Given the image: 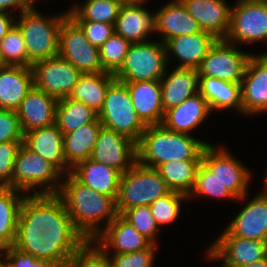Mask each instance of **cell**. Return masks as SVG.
Instances as JSON below:
<instances>
[{"mask_svg":"<svg viewBox=\"0 0 267 267\" xmlns=\"http://www.w3.org/2000/svg\"><path fill=\"white\" fill-rule=\"evenodd\" d=\"M86 242L58 194L25 195L18 217L16 249L64 267Z\"/></svg>","mask_w":267,"mask_h":267,"instance_id":"obj_1","label":"cell"},{"mask_svg":"<svg viewBox=\"0 0 267 267\" xmlns=\"http://www.w3.org/2000/svg\"><path fill=\"white\" fill-rule=\"evenodd\" d=\"M22 143H0V187H12L14 161Z\"/></svg>","mask_w":267,"mask_h":267,"instance_id":"obj_44","label":"cell"},{"mask_svg":"<svg viewBox=\"0 0 267 267\" xmlns=\"http://www.w3.org/2000/svg\"><path fill=\"white\" fill-rule=\"evenodd\" d=\"M231 44L267 42V0H237L225 39Z\"/></svg>","mask_w":267,"mask_h":267,"instance_id":"obj_9","label":"cell"},{"mask_svg":"<svg viewBox=\"0 0 267 267\" xmlns=\"http://www.w3.org/2000/svg\"><path fill=\"white\" fill-rule=\"evenodd\" d=\"M58 195L74 227L87 241H93L118 215L116 201L112 197L89 188L71 173L63 176ZM102 221H105L104 226Z\"/></svg>","mask_w":267,"mask_h":267,"instance_id":"obj_2","label":"cell"},{"mask_svg":"<svg viewBox=\"0 0 267 267\" xmlns=\"http://www.w3.org/2000/svg\"><path fill=\"white\" fill-rule=\"evenodd\" d=\"M158 246L151 244L148 248L125 254H107L111 267H153ZM111 255V256H110Z\"/></svg>","mask_w":267,"mask_h":267,"instance_id":"obj_43","label":"cell"},{"mask_svg":"<svg viewBox=\"0 0 267 267\" xmlns=\"http://www.w3.org/2000/svg\"><path fill=\"white\" fill-rule=\"evenodd\" d=\"M184 201H188L187 195L170 191L168 194L159 197L149 205L151 214L159 228L177 220L181 213L182 202L185 203Z\"/></svg>","mask_w":267,"mask_h":267,"instance_id":"obj_39","label":"cell"},{"mask_svg":"<svg viewBox=\"0 0 267 267\" xmlns=\"http://www.w3.org/2000/svg\"><path fill=\"white\" fill-rule=\"evenodd\" d=\"M206 141L166 129L162 124L146 126L136 144L137 162L156 169L171 161H202Z\"/></svg>","mask_w":267,"mask_h":267,"instance_id":"obj_3","label":"cell"},{"mask_svg":"<svg viewBox=\"0 0 267 267\" xmlns=\"http://www.w3.org/2000/svg\"><path fill=\"white\" fill-rule=\"evenodd\" d=\"M206 257L221 267H239L267 257V241L219 235L206 251Z\"/></svg>","mask_w":267,"mask_h":267,"instance_id":"obj_14","label":"cell"},{"mask_svg":"<svg viewBox=\"0 0 267 267\" xmlns=\"http://www.w3.org/2000/svg\"><path fill=\"white\" fill-rule=\"evenodd\" d=\"M131 43L114 33L100 47V61L104 71L115 74L123 65Z\"/></svg>","mask_w":267,"mask_h":267,"instance_id":"obj_40","label":"cell"},{"mask_svg":"<svg viewBox=\"0 0 267 267\" xmlns=\"http://www.w3.org/2000/svg\"><path fill=\"white\" fill-rule=\"evenodd\" d=\"M122 3L120 0H85L81 5L68 8V15L74 21H95L115 24Z\"/></svg>","mask_w":267,"mask_h":267,"instance_id":"obj_36","label":"cell"},{"mask_svg":"<svg viewBox=\"0 0 267 267\" xmlns=\"http://www.w3.org/2000/svg\"><path fill=\"white\" fill-rule=\"evenodd\" d=\"M202 164L238 198L248 199L251 171L222 146L207 144L203 149Z\"/></svg>","mask_w":267,"mask_h":267,"instance_id":"obj_11","label":"cell"},{"mask_svg":"<svg viewBox=\"0 0 267 267\" xmlns=\"http://www.w3.org/2000/svg\"><path fill=\"white\" fill-rule=\"evenodd\" d=\"M129 91L138 118L145 126L161 124L165 111L160 80L123 82Z\"/></svg>","mask_w":267,"mask_h":267,"instance_id":"obj_23","label":"cell"},{"mask_svg":"<svg viewBox=\"0 0 267 267\" xmlns=\"http://www.w3.org/2000/svg\"><path fill=\"white\" fill-rule=\"evenodd\" d=\"M25 195L12 187H0V250L15 244L19 212Z\"/></svg>","mask_w":267,"mask_h":267,"instance_id":"obj_31","label":"cell"},{"mask_svg":"<svg viewBox=\"0 0 267 267\" xmlns=\"http://www.w3.org/2000/svg\"><path fill=\"white\" fill-rule=\"evenodd\" d=\"M259 55L267 62V51Z\"/></svg>","mask_w":267,"mask_h":267,"instance_id":"obj_55","label":"cell"},{"mask_svg":"<svg viewBox=\"0 0 267 267\" xmlns=\"http://www.w3.org/2000/svg\"><path fill=\"white\" fill-rule=\"evenodd\" d=\"M167 70L170 69L167 68L160 79L164 111L199 93V75L196 69L176 67L168 75Z\"/></svg>","mask_w":267,"mask_h":267,"instance_id":"obj_28","label":"cell"},{"mask_svg":"<svg viewBox=\"0 0 267 267\" xmlns=\"http://www.w3.org/2000/svg\"><path fill=\"white\" fill-rule=\"evenodd\" d=\"M199 93L208 102L212 112L233 108L242 114L241 83L199 76Z\"/></svg>","mask_w":267,"mask_h":267,"instance_id":"obj_30","label":"cell"},{"mask_svg":"<svg viewBox=\"0 0 267 267\" xmlns=\"http://www.w3.org/2000/svg\"><path fill=\"white\" fill-rule=\"evenodd\" d=\"M34 86L31 67L6 65L0 69V109L16 111Z\"/></svg>","mask_w":267,"mask_h":267,"instance_id":"obj_29","label":"cell"},{"mask_svg":"<svg viewBox=\"0 0 267 267\" xmlns=\"http://www.w3.org/2000/svg\"><path fill=\"white\" fill-rule=\"evenodd\" d=\"M5 66H6V65H5V63L3 62L2 57H1V53H0V69L3 68V67H5Z\"/></svg>","mask_w":267,"mask_h":267,"instance_id":"obj_56","label":"cell"},{"mask_svg":"<svg viewBox=\"0 0 267 267\" xmlns=\"http://www.w3.org/2000/svg\"><path fill=\"white\" fill-rule=\"evenodd\" d=\"M239 267H267V257L260 261L253 262L251 264H246V265L239 266Z\"/></svg>","mask_w":267,"mask_h":267,"instance_id":"obj_50","label":"cell"},{"mask_svg":"<svg viewBox=\"0 0 267 267\" xmlns=\"http://www.w3.org/2000/svg\"><path fill=\"white\" fill-rule=\"evenodd\" d=\"M58 56L70 62L82 74L104 71L99 48L91 44L84 31L70 16L60 27Z\"/></svg>","mask_w":267,"mask_h":267,"instance_id":"obj_10","label":"cell"},{"mask_svg":"<svg viewBox=\"0 0 267 267\" xmlns=\"http://www.w3.org/2000/svg\"><path fill=\"white\" fill-rule=\"evenodd\" d=\"M211 112L208 102L197 93L166 110L161 124L168 130L191 135L190 132L201 126Z\"/></svg>","mask_w":267,"mask_h":267,"instance_id":"obj_25","label":"cell"},{"mask_svg":"<svg viewBox=\"0 0 267 267\" xmlns=\"http://www.w3.org/2000/svg\"><path fill=\"white\" fill-rule=\"evenodd\" d=\"M70 173L79 182L116 201L122 175L120 171L90 158L76 164Z\"/></svg>","mask_w":267,"mask_h":267,"instance_id":"obj_27","label":"cell"},{"mask_svg":"<svg viewBox=\"0 0 267 267\" xmlns=\"http://www.w3.org/2000/svg\"><path fill=\"white\" fill-rule=\"evenodd\" d=\"M57 103L58 99L33 86L16 110L22 132L54 124Z\"/></svg>","mask_w":267,"mask_h":267,"instance_id":"obj_20","label":"cell"},{"mask_svg":"<svg viewBox=\"0 0 267 267\" xmlns=\"http://www.w3.org/2000/svg\"><path fill=\"white\" fill-rule=\"evenodd\" d=\"M267 171V170H266ZM265 171V173H266V175H265V177H264V188H263V190H262V192H264V193H267V172Z\"/></svg>","mask_w":267,"mask_h":267,"instance_id":"obj_52","label":"cell"},{"mask_svg":"<svg viewBox=\"0 0 267 267\" xmlns=\"http://www.w3.org/2000/svg\"><path fill=\"white\" fill-rule=\"evenodd\" d=\"M2 251L6 259L14 267H57L49 261L36 259L32 255L16 249L14 246L3 248Z\"/></svg>","mask_w":267,"mask_h":267,"instance_id":"obj_47","label":"cell"},{"mask_svg":"<svg viewBox=\"0 0 267 267\" xmlns=\"http://www.w3.org/2000/svg\"><path fill=\"white\" fill-rule=\"evenodd\" d=\"M19 14V27L28 52V67L34 62L58 55L59 31L69 16L68 10L54 16H44L37 8Z\"/></svg>","mask_w":267,"mask_h":267,"instance_id":"obj_4","label":"cell"},{"mask_svg":"<svg viewBox=\"0 0 267 267\" xmlns=\"http://www.w3.org/2000/svg\"><path fill=\"white\" fill-rule=\"evenodd\" d=\"M64 134L56 124L37 128L24 134V144L44 160L54 165L63 175L71 172L63 151Z\"/></svg>","mask_w":267,"mask_h":267,"instance_id":"obj_22","label":"cell"},{"mask_svg":"<svg viewBox=\"0 0 267 267\" xmlns=\"http://www.w3.org/2000/svg\"><path fill=\"white\" fill-rule=\"evenodd\" d=\"M34 87L61 99L68 97L82 73L58 55L32 64Z\"/></svg>","mask_w":267,"mask_h":267,"instance_id":"obj_13","label":"cell"},{"mask_svg":"<svg viewBox=\"0 0 267 267\" xmlns=\"http://www.w3.org/2000/svg\"><path fill=\"white\" fill-rule=\"evenodd\" d=\"M0 267H4V253L0 250Z\"/></svg>","mask_w":267,"mask_h":267,"instance_id":"obj_53","label":"cell"},{"mask_svg":"<svg viewBox=\"0 0 267 267\" xmlns=\"http://www.w3.org/2000/svg\"><path fill=\"white\" fill-rule=\"evenodd\" d=\"M92 122H100L94 109L69 97L58 99L55 124L63 134Z\"/></svg>","mask_w":267,"mask_h":267,"instance_id":"obj_34","label":"cell"},{"mask_svg":"<svg viewBox=\"0 0 267 267\" xmlns=\"http://www.w3.org/2000/svg\"><path fill=\"white\" fill-rule=\"evenodd\" d=\"M91 159L111 166L123 174L137 162L136 143L117 132L102 127Z\"/></svg>","mask_w":267,"mask_h":267,"instance_id":"obj_16","label":"cell"},{"mask_svg":"<svg viewBox=\"0 0 267 267\" xmlns=\"http://www.w3.org/2000/svg\"><path fill=\"white\" fill-rule=\"evenodd\" d=\"M93 241L106 254L132 253L144 250L152 244L120 214Z\"/></svg>","mask_w":267,"mask_h":267,"instance_id":"obj_18","label":"cell"},{"mask_svg":"<svg viewBox=\"0 0 267 267\" xmlns=\"http://www.w3.org/2000/svg\"><path fill=\"white\" fill-rule=\"evenodd\" d=\"M121 216L152 244L157 245V235L161 228L152 216L149 206L141 205L125 210Z\"/></svg>","mask_w":267,"mask_h":267,"instance_id":"obj_41","label":"cell"},{"mask_svg":"<svg viewBox=\"0 0 267 267\" xmlns=\"http://www.w3.org/2000/svg\"><path fill=\"white\" fill-rule=\"evenodd\" d=\"M242 115L267 112V62L258 54L247 60L241 80Z\"/></svg>","mask_w":267,"mask_h":267,"instance_id":"obj_15","label":"cell"},{"mask_svg":"<svg viewBox=\"0 0 267 267\" xmlns=\"http://www.w3.org/2000/svg\"><path fill=\"white\" fill-rule=\"evenodd\" d=\"M217 40L213 34L206 31L172 37L164 43L167 61L170 63L172 56H175L174 58L180 61L177 68L197 70Z\"/></svg>","mask_w":267,"mask_h":267,"instance_id":"obj_19","label":"cell"},{"mask_svg":"<svg viewBox=\"0 0 267 267\" xmlns=\"http://www.w3.org/2000/svg\"><path fill=\"white\" fill-rule=\"evenodd\" d=\"M114 29L131 44L148 41L149 35L155 32V13L145 5H122Z\"/></svg>","mask_w":267,"mask_h":267,"instance_id":"obj_26","label":"cell"},{"mask_svg":"<svg viewBox=\"0 0 267 267\" xmlns=\"http://www.w3.org/2000/svg\"><path fill=\"white\" fill-rule=\"evenodd\" d=\"M202 31L225 39L230 27L231 6L226 0H181Z\"/></svg>","mask_w":267,"mask_h":267,"instance_id":"obj_21","label":"cell"},{"mask_svg":"<svg viewBox=\"0 0 267 267\" xmlns=\"http://www.w3.org/2000/svg\"><path fill=\"white\" fill-rule=\"evenodd\" d=\"M63 176L54 165L22 143L14 161L12 188L26 194H58ZM39 187L42 189L38 190Z\"/></svg>","mask_w":267,"mask_h":267,"instance_id":"obj_5","label":"cell"},{"mask_svg":"<svg viewBox=\"0 0 267 267\" xmlns=\"http://www.w3.org/2000/svg\"><path fill=\"white\" fill-rule=\"evenodd\" d=\"M170 191L156 169L136 162L121 175L116 199L117 213L121 215L128 209L141 205L149 206Z\"/></svg>","mask_w":267,"mask_h":267,"instance_id":"obj_6","label":"cell"},{"mask_svg":"<svg viewBox=\"0 0 267 267\" xmlns=\"http://www.w3.org/2000/svg\"><path fill=\"white\" fill-rule=\"evenodd\" d=\"M237 47L224 39H218L203 58L197 69L198 75L241 83L247 60L252 53Z\"/></svg>","mask_w":267,"mask_h":267,"instance_id":"obj_12","label":"cell"},{"mask_svg":"<svg viewBox=\"0 0 267 267\" xmlns=\"http://www.w3.org/2000/svg\"><path fill=\"white\" fill-rule=\"evenodd\" d=\"M64 267H111V264L108 255L94 241H87Z\"/></svg>","mask_w":267,"mask_h":267,"instance_id":"obj_42","label":"cell"},{"mask_svg":"<svg viewBox=\"0 0 267 267\" xmlns=\"http://www.w3.org/2000/svg\"><path fill=\"white\" fill-rule=\"evenodd\" d=\"M197 21L188 13L181 0H170L155 12V32L161 34V42L172 37L199 33Z\"/></svg>","mask_w":267,"mask_h":267,"instance_id":"obj_24","label":"cell"},{"mask_svg":"<svg viewBox=\"0 0 267 267\" xmlns=\"http://www.w3.org/2000/svg\"><path fill=\"white\" fill-rule=\"evenodd\" d=\"M102 127L101 122H92L64 134L63 151L66 162L71 168L79 162L91 158Z\"/></svg>","mask_w":267,"mask_h":267,"instance_id":"obj_33","label":"cell"},{"mask_svg":"<svg viewBox=\"0 0 267 267\" xmlns=\"http://www.w3.org/2000/svg\"><path fill=\"white\" fill-rule=\"evenodd\" d=\"M168 66L164 43L148 40L130 45L114 77L121 82L160 80Z\"/></svg>","mask_w":267,"mask_h":267,"instance_id":"obj_8","label":"cell"},{"mask_svg":"<svg viewBox=\"0 0 267 267\" xmlns=\"http://www.w3.org/2000/svg\"><path fill=\"white\" fill-rule=\"evenodd\" d=\"M201 163L202 161H171L159 165L156 170L171 191L189 196Z\"/></svg>","mask_w":267,"mask_h":267,"instance_id":"obj_35","label":"cell"},{"mask_svg":"<svg viewBox=\"0 0 267 267\" xmlns=\"http://www.w3.org/2000/svg\"><path fill=\"white\" fill-rule=\"evenodd\" d=\"M12 13L0 12V41L15 24L16 18Z\"/></svg>","mask_w":267,"mask_h":267,"instance_id":"obj_49","label":"cell"},{"mask_svg":"<svg viewBox=\"0 0 267 267\" xmlns=\"http://www.w3.org/2000/svg\"><path fill=\"white\" fill-rule=\"evenodd\" d=\"M247 203L221 235L267 241V193L260 191Z\"/></svg>","mask_w":267,"mask_h":267,"instance_id":"obj_17","label":"cell"},{"mask_svg":"<svg viewBox=\"0 0 267 267\" xmlns=\"http://www.w3.org/2000/svg\"><path fill=\"white\" fill-rule=\"evenodd\" d=\"M204 196L210 198L221 199H232L237 200L238 198L224 185L214 174H212L202 163L200 164L194 188L188 196L190 202L191 199L196 197ZM195 197V198H193Z\"/></svg>","mask_w":267,"mask_h":267,"instance_id":"obj_37","label":"cell"},{"mask_svg":"<svg viewBox=\"0 0 267 267\" xmlns=\"http://www.w3.org/2000/svg\"><path fill=\"white\" fill-rule=\"evenodd\" d=\"M4 267H14L5 257V254H4Z\"/></svg>","mask_w":267,"mask_h":267,"instance_id":"obj_54","label":"cell"},{"mask_svg":"<svg viewBox=\"0 0 267 267\" xmlns=\"http://www.w3.org/2000/svg\"><path fill=\"white\" fill-rule=\"evenodd\" d=\"M5 142H24V133L17 112L0 109V143Z\"/></svg>","mask_w":267,"mask_h":267,"instance_id":"obj_45","label":"cell"},{"mask_svg":"<svg viewBox=\"0 0 267 267\" xmlns=\"http://www.w3.org/2000/svg\"><path fill=\"white\" fill-rule=\"evenodd\" d=\"M120 1L122 5H145L148 2V0H120Z\"/></svg>","mask_w":267,"mask_h":267,"instance_id":"obj_51","label":"cell"},{"mask_svg":"<svg viewBox=\"0 0 267 267\" xmlns=\"http://www.w3.org/2000/svg\"><path fill=\"white\" fill-rule=\"evenodd\" d=\"M35 2H37V0H0V12L12 13L10 11L13 8L14 10L18 8V12L22 13L27 10L35 9Z\"/></svg>","mask_w":267,"mask_h":267,"instance_id":"obj_48","label":"cell"},{"mask_svg":"<svg viewBox=\"0 0 267 267\" xmlns=\"http://www.w3.org/2000/svg\"><path fill=\"white\" fill-rule=\"evenodd\" d=\"M0 53L5 65L28 67V52L25 41L16 24L1 39Z\"/></svg>","mask_w":267,"mask_h":267,"instance_id":"obj_38","label":"cell"},{"mask_svg":"<svg viewBox=\"0 0 267 267\" xmlns=\"http://www.w3.org/2000/svg\"><path fill=\"white\" fill-rule=\"evenodd\" d=\"M84 31L86 38L96 47H100L114 33V25L95 21H75Z\"/></svg>","mask_w":267,"mask_h":267,"instance_id":"obj_46","label":"cell"},{"mask_svg":"<svg viewBox=\"0 0 267 267\" xmlns=\"http://www.w3.org/2000/svg\"><path fill=\"white\" fill-rule=\"evenodd\" d=\"M115 80L114 74L106 71L84 73L68 97L83 102L98 113L103 107L108 87Z\"/></svg>","mask_w":267,"mask_h":267,"instance_id":"obj_32","label":"cell"},{"mask_svg":"<svg viewBox=\"0 0 267 267\" xmlns=\"http://www.w3.org/2000/svg\"><path fill=\"white\" fill-rule=\"evenodd\" d=\"M98 119L104 128L117 132L136 144L146 128L136 114L126 84L119 80L108 87Z\"/></svg>","mask_w":267,"mask_h":267,"instance_id":"obj_7","label":"cell"}]
</instances>
